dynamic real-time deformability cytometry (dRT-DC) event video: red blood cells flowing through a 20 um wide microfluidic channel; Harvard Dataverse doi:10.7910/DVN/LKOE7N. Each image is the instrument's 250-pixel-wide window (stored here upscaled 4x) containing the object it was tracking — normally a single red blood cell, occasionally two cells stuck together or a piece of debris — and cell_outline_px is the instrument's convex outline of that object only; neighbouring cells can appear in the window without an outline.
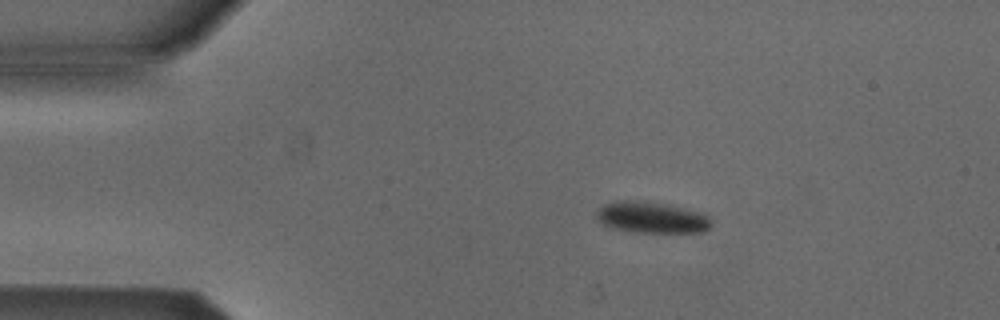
{"species": "Egyptian fruit bat (a non-hibernating species)", "species_latin": "Rousettus aegyptiacus", "temperature_condition": "cold", "stored_images_in_passage": 5, "camera_frame_rate_fps": 3000, "um_per_image_px": 0.085, "animal": {"sex": "male"}, "frame": {"image": 1, "passage_image": 1, "time_ms": 0.0, "image_size_px": [1000, 320], "cell_outline_px": [[712, 224], [704, 232], [636, 232], [608, 228], [600, 224], [596, 220], [596, 212], [604, 204], [616, 200], [644, 200], [668, 204], [696, 212], [708, 216], [712, 220]], "centroid_in_image_um": [55.31, 18.48], "position_along_channel_um": 29.7, "area_um2": 21.21}}
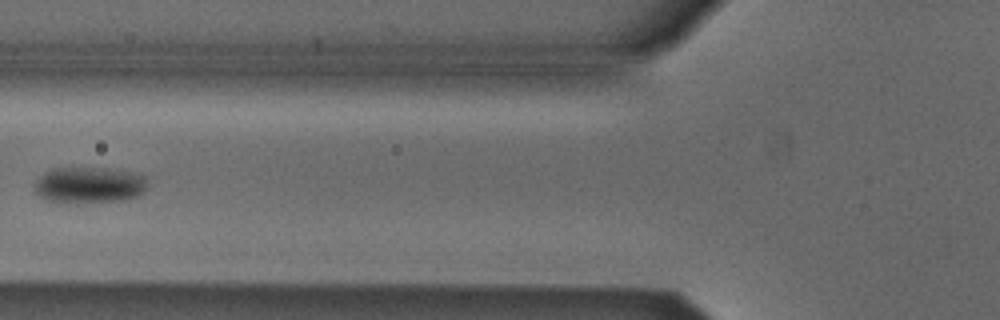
{"frame": {"image": 2, "passage_image": 4, "time_ms": 1.0, "image_size_px": [1000, 320], "cell_outline_px": [[148, 188], [140, 196], [124, 200], [76, 204], [60, 204], [48, 200], [40, 196], [36, 192], [32, 184], [44, 172], [52, 168], [104, 168], [136, 172], [144, 176], [148, 184]], "centroid_in_image_um": [7.59, 15.75], "position_along_channel_um": 118.2, "area_um2": 24.68}}
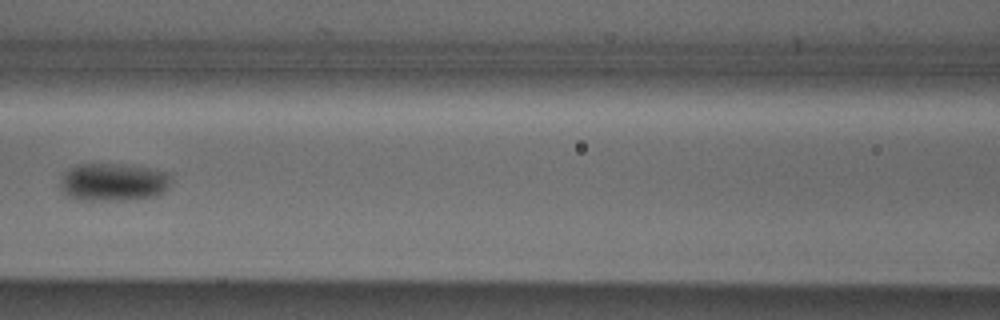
{"frame": {"image": 3, "passage_image": 5, "time_ms": 1.333, "image_size_px": [1000, 320], "cell_outline_px": [[168, 188], [164, 192], [156, 196], [124, 200], [72, 200], [64, 196], [60, 184], [60, 176], [64, 172], [76, 164], [120, 164], [148, 168], [168, 172]], "centroid_in_image_um": [9.54, 15.49], "position_along_channel_um": 157.1, "area_um2": 24.68}}